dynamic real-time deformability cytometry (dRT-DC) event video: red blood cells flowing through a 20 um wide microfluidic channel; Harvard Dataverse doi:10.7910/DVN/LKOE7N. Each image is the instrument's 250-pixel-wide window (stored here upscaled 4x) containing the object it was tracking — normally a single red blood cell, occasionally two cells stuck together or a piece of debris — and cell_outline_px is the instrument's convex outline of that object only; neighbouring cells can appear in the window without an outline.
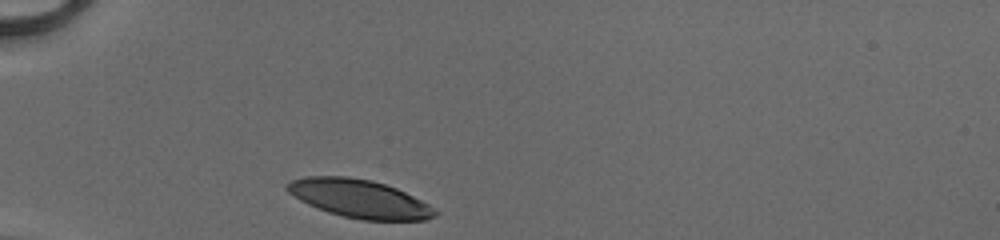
{"species": "human", "species_latin": "Homo sapiens", "temperature_condition": "cold", "stored_images_in_passage": 28, "camera_frame_rate_fps": 3000, "um_per_image_px": 0.085, "donor": {"sex": "male"}, "frame": {"image": 1, "passage_image": 1, "time_ms": 0.0, "image_size_px": [1000, 240], "cell_outline_px": [[436, 216], [424, 220], [364, 220], [344, 216], [328, 212], [308, 204], [300, 200], [288, 192], [284, 188], [292, 180], [308, 176], [348, 176], [372, 180], [396, 188], [428, 204], [436, 212]], "centroid_in_image_um": [30.52, 16.88], "position_along_channel_um": 54.5, "area_um2": 32.54}}
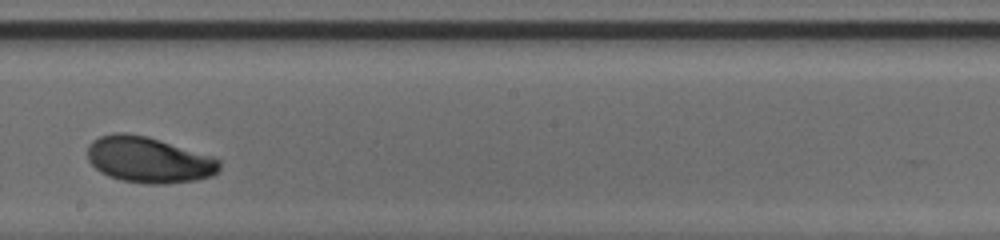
{"frame": {"image": 2, "passage_image": 16, "time_ms": 5.0, "image_size_px": [1000, 240], "cell_outline_px": [[220, 172], [212, 176], [196, 180], [164, 184], [144, 184], [120, 180], [108, 176], [100, 172], [88, 160], [88, 144], [92, 140], [100, 136], [116, 132], [124, 132], [148, 136], [220, 160]], "centroid_in_image_um": [12.6, 13.59], "position_along_channel_um": 235.6, "area_um2": 35.32}}
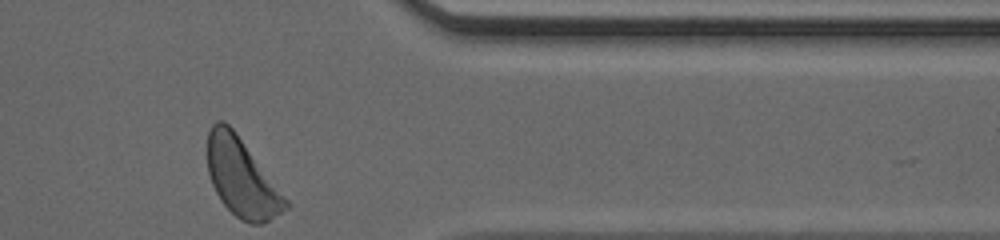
{"frame": {"image": 3, "passage_image": 28, "time_ms": 9.0, "image_size_px": [1000, 240], "cell_outline_px": [[288, 208], [268, 220], [260, 224], [252, 224], [240, 220], [220, 200], [212, 184], [208, 172], [208, 132], [212, 124], [216, 120], [224, 120], [236, 132], [288, 200]], "centroid_in_image_um": [20.52, 15.09], "position_along_channel_um": 390.9, "area_um2": 35.08}, "authors_computed_cell_mechanics": {"area_um2": 34.7667, "velocity_mm_per_s": 4.0954, "shape_relaxation_time_tau1_ms": 3.494, "shape_relaxation_time_tau2_ms": null, "deformation_change_tau1": 0.1728, "deformation_change_tau2": null}}